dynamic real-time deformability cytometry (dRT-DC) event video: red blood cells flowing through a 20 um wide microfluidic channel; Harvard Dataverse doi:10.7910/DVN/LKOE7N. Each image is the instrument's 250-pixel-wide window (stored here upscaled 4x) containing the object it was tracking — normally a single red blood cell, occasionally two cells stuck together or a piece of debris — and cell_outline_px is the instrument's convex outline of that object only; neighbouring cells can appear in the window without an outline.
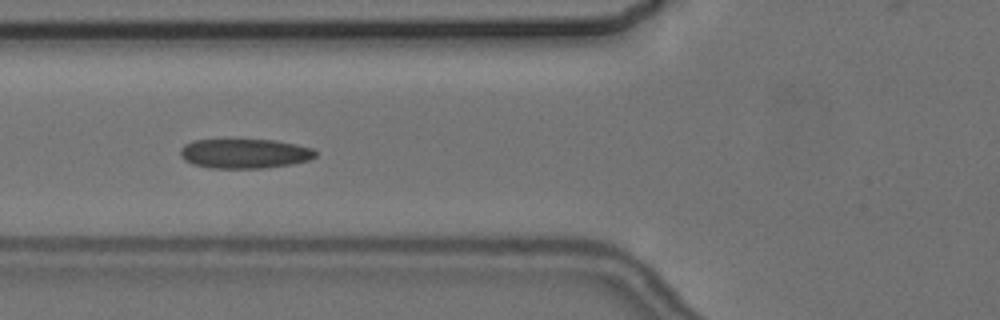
{"species": "common noctule bat (a hibernating species)", "species_latin": "Nyctalus noctula", "temperature_condition": "cold", "stored_images_in_passage": 14, "camera_frame_rate_fps": 3000, "um_per_image_px": 0.085, "animal": {"sex": "female", "body_mass_g": 24.6, "forearm_length_mm": 56.2}, "frame": {"image": 1, "passage_image": 5, "time_ms": 5.333, "image_size_px": [1000, 320], "cell_outline_px": [[316, 156], [308, 160], [292, 164], [264, 168], [208, 168], [192, 164], [184, 160], [180, 156], [180, 148], [184, 144], [192, 140], [224, 136], [276, 140], [296, 144], [312, 148], [316, 152]], "centroid_in_image_um": [20.7, 12.99], "position_along_channel_um": 105.1, "area_um2": 24.62}}
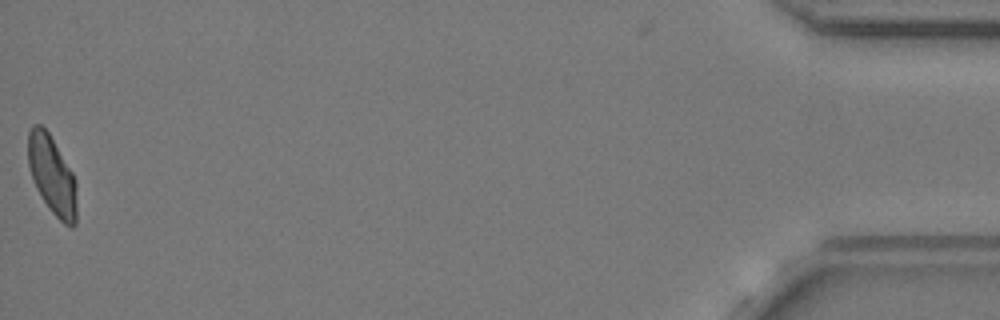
{"frame": {"image": 2, "passage_image": 14, "time_ms": 17.0, "image_size_px": [1000, 320], "cell_outline_px": [[76, 224], [72, 228], [64, 224], [48, 208], [36, 188], [28, 164], [28, 132], [32, 124], [40, 124], [48, 132], [72, 172], [76, 180]], "centroid_in_image_um": [4.42, 14.91], "position_along_channel_um": 430.8, "area_um2": 22.2}, "authors_computed_cell_mechanics": {"area_um2": 23.3223, "velocity_mm_per_s": 3.6318, "shape_relaxation_time_tau1_ms": null, "shape_relaxation_time_tau2_ms": 1.1226, "deformation_change_tau1": null, "deformation_change_tau2": 0.0636}}